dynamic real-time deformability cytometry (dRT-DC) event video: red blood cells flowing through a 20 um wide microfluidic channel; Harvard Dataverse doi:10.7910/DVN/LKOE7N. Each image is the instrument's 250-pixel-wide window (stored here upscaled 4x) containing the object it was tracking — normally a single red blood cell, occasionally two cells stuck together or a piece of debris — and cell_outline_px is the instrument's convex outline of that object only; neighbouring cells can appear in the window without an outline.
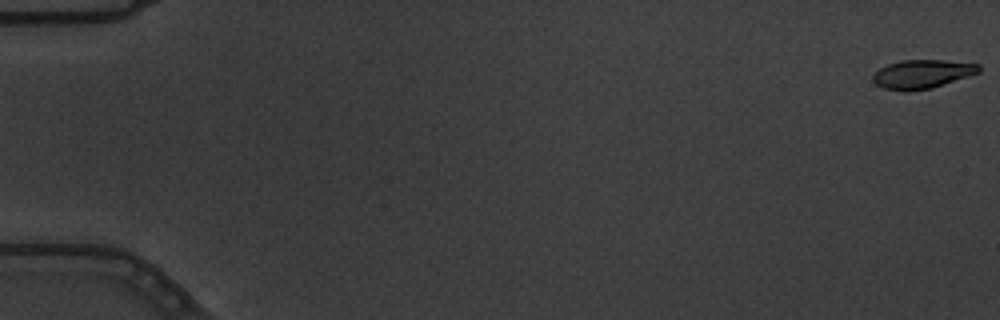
{"species": "common noctule bat (a hibernating species)", "species_latin": "Nyctalus noctula", "temperature_condition": "warm", "stored_images_in_passage": 4, "camera_frame_rate_fps": 3000, "um_per_image_px": 0.085, "animal": {"sex": "male", "body_mass_g": 19.5, "forearm_length_mm": 54.6}, "frame": {"image": 1, "passage_image": 1, "time_ms": 0.0, "image_size_px": [1000, 320], "cell_outline_px": [[980, 72], [932, 88], [908, 92], [904, 92], [884, 88], [876, 84], [872, 80], [872, 76], [880, 68], [888, 64], [900, 60], [944, 60], [980, 64]], "centroid_in_image_um": [78.37, 6.3], "position_along_channel_um": 6.6, "area_um2": 17.8}}